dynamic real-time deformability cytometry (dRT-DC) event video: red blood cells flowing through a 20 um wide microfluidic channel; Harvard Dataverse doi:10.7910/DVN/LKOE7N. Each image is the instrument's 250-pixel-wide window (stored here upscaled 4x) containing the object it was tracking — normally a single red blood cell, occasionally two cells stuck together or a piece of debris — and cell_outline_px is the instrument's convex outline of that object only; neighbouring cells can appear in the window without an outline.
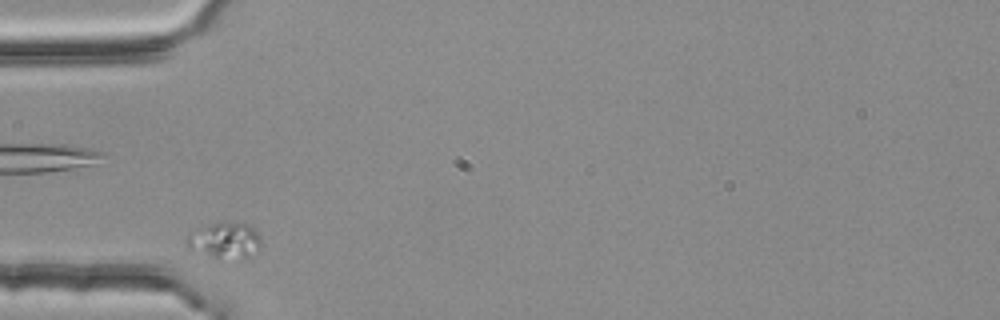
{"species": "common noctule bat (a hibernating species)", "species_latin": "Nyctalus noctula", "temperature_condition": "room temperature", "stored_images_in_passage": 36, "camera_frame_rate_fps": 3000, "um_per_image_px": 0.085, "animal": {"sex": "female", "body_mass_g": 25.1}, "frame": {"image": 1, "passage_image": 1, "time_ms": 0.0, "image_size_px": [1000, 320], "cell_outline_px": [[260, 244], [248, 256], [220, 260], [216, 260], [188, 248], [184, 244], [184, 240], [188, 232], [204, 224], [252, 224], [260, 236]], "centroid_in_image_um": [18.99, 20.45], "position_along_channel_um": 66.0, "area_um2": 15.72}}
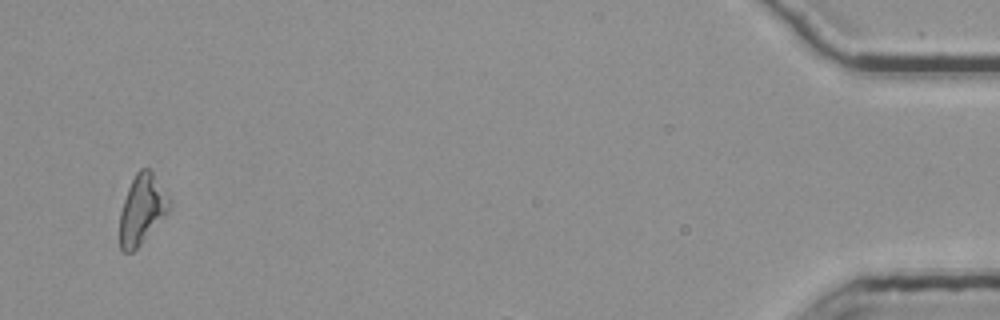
{"frame": {"image": 2, "passage_image": 35, "time_ms": 11.333, "image_size_px": [1000, 320], "cell_outline_px": [[172, 204], [168, 212], [140, 244], [132, 252], [120, 252], [120, 212], [128, 188], [136, 172], [140, 168], [148, 168], [152, 172], [172, 200]], "centroid_in_image_um": [12.07, 17.79], "position_along_channel_um": 423.1, "area_um2": 19.94}}